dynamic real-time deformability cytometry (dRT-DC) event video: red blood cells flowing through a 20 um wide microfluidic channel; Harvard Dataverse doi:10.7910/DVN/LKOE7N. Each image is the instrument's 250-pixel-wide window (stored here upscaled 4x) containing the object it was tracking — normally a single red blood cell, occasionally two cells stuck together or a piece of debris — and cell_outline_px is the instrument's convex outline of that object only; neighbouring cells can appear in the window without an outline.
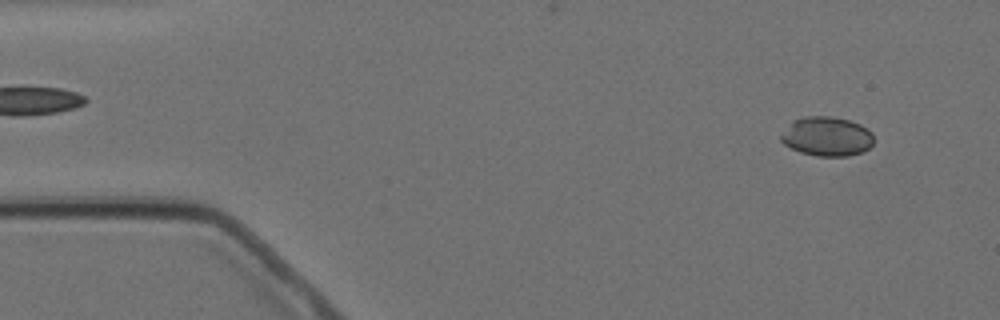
{"species": "Egyptian fruit bat (a non-hibernating species)", "species_latin": "Rousettus aegyptiacus", "temperature_condition": "cold", "stored_images_in_passage": 5, "segment_of_instrument_passage": [2, 2], "camera_frame_rate_fps": 3000, "um_per_image_px": 0.085, "animal": {"sex": "female"}, "frame": {"image": 1, "passage_image": 5, "time_ms": 5.333, "image_size_px": [1000, 320], "cell_outline_px": [[872, 144], [864, 152], [848, 156], [816, 156], [800, 152], [784, 144], [780, 140], [780, 136], [792, 120], [804, 116], [832, 116], [848, 120], [860, 124], [868, 128], [872, 132]], "centroid_in_image_um": [70.28, 11.59], "position_along_channel_um": 14.7, "area_um2": 21.39}}